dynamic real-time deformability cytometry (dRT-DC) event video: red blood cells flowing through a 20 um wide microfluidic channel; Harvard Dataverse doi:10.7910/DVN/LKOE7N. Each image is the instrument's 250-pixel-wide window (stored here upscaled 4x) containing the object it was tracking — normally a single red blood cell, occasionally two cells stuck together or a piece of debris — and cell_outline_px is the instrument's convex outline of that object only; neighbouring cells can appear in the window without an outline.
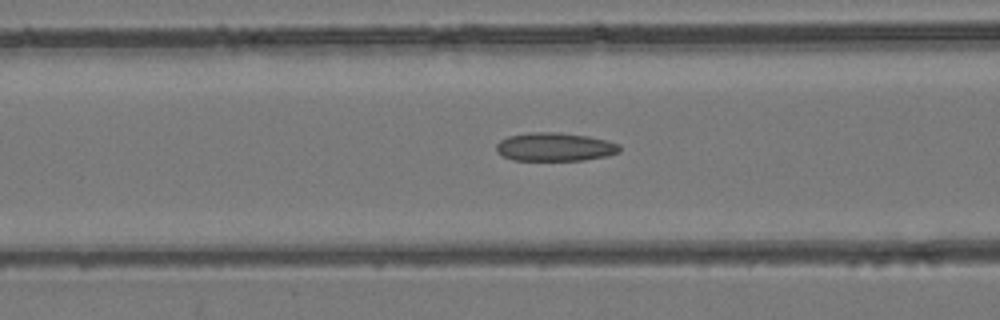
{"species": "common noctule bat (a hibernating species)", "species_latin": "Nyctalus noctula", "temperature_condition": "room temperature", "stored_images_in_passage": 47, "camera_frame_rate_fps": 3000, "um_per_image_px": 0.085, "animal": {"sex": "female", "body_mass_g": 24.6, "forearm_length_mm": 56.2}, "frame": {"image": 1, "passage_image": 19, "time_ms": 6.0, "image_size_px": [1000, 320], "cell_outline_px": [[620, 152], [608, 156], [584, 160], [512, 160], [496, 152], [496, 144], [500, 140], [508, 136], [528, 132], [560, 132], [588, 136], [620, 144]], "centroid_in_image_um": [47.15, 12.48], "position_along_channel_um": 119.4, "area_um2": 20.58}}
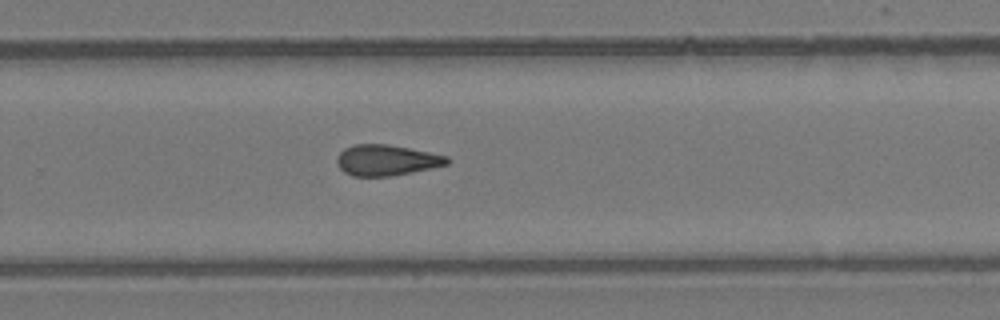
{"frame": {"image": 2, "passage_image": 31, "time_ms": 10.0, "image_size_px": [1000, 320], "cell_outline_px": [[448, 164], [412, 172], [392, 176], [352, 176], [344, 172], [336, 164], [336, 156], [344, 148], [352, 144], [388, 144], [448, 156]], "centroid_in_image_um": [32.79, 13.61], "position_along_channel_um": 297.0, "area_um2": 19.77}}
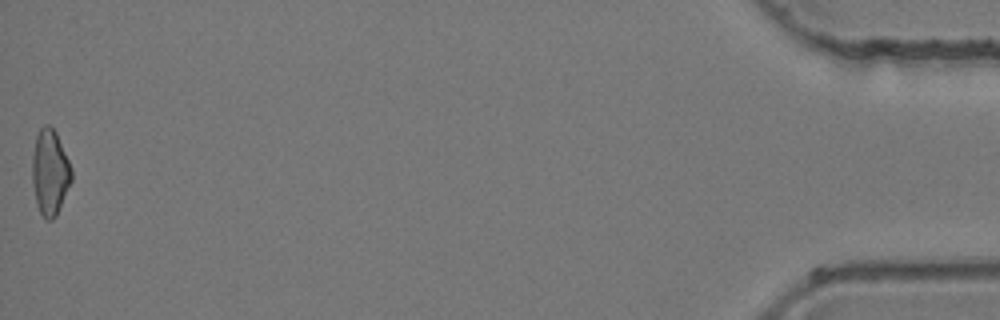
{"frame": {"image": 3, "passage_image": 47, "time_ms": 15.333, "image_size_px": [1000, 320], "cell_outline_px": [[72, 180], [56, 216], [52, 220], [48, 220], [40, 212], [36, 204], [32, 184], [32, 156], [36, 136], [40, 128], [44, 124], [48, 124], [56, 132], [72, 168]], "centroid_in_image_um": [4.24, 14.64], "position_along_channel_um": 431.0, "area_um2": 19.65}}